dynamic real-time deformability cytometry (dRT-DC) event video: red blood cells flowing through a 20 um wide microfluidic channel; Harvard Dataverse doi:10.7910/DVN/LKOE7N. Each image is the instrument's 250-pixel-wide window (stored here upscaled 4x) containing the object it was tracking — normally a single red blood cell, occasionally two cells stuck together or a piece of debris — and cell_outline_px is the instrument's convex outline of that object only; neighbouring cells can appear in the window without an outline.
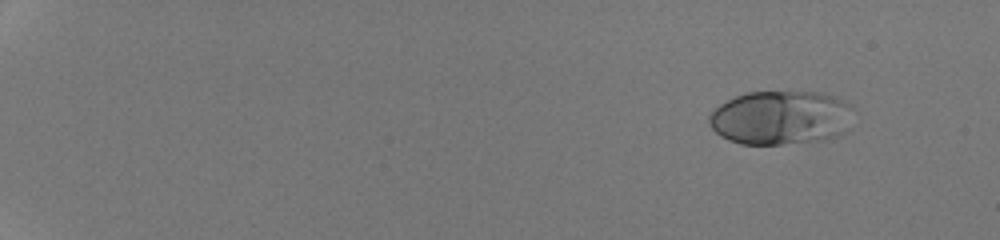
{"species": "human", "species_latin": "Homo sapiens", "temperature_condition": "room temperature", "stored_images_in_passage": 47, "camera_frame_rate_fps": 3000, "um_per_image_px": 0.085, "donor": {"sex": "male"}, "frame": {"image": 1, "passage_image": 1, "time_ms": 0.0, "image_size_px": [1000, 240], "cell_outline_px": [[852, 128], [840, 136], [824, 140], [780, 144], [740, 144], [728, 140], [720, 136], [712, 128], [708, 120], [708, 116], [720, 104], [736, 96], [748, 92], [816, 92], [836, 96], [848, 104], [852, 108]], "centroid_in_image_um": [66.42, 10.02], "position_along_channel_um": 18.6, "area_um2": 45.89}}
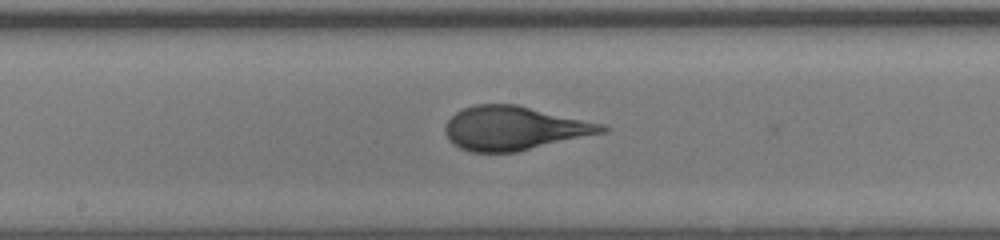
{"frame": {"image": 2, "passage_image": 27, "time_ms": 8.667, "image_size_px": [1000, 240], "cell_outline_px": [[612, 128], [604, 132], [516, 152], [468, 152], [452, 144], [448, 140], [444, 132], [444, 124], [456, 112], [464, 108], [476, 104], [516, 104], [604, 124]], "centroid_in_image_um": [43.66, 10.9], "position_along_channel_um": 204.5, "area_um2": 40.06}}
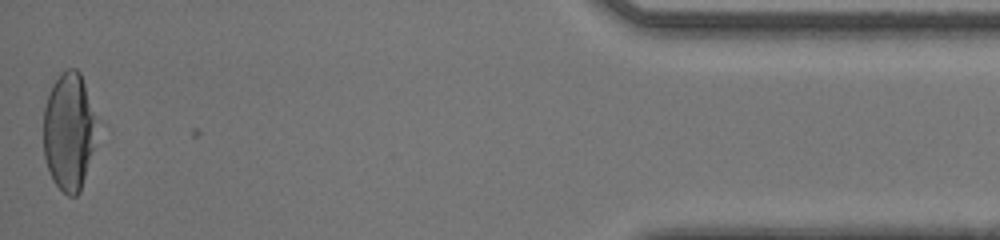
{"frame": {"image": 3, "passage_image": 47, "time_ms": 15.333, "image_size_px": [1000, 240], "cell_outline_px": [[100, 120], [80, 192], [76, 196], [68, 196], [52, 180], [44, 156], [44, 108], [52, 84], [60, 72], [68, 68], [76, 68], [80, 72]], "centroid_in_image_um": [5.88, 11.11], "position_along_channel_um": 429.3, "area_um2": 36.99}, "authors_computed_cell_mechanics": {"area_um2": 40.3444, "velocity_mm_per_s": 4.2847, "shape_relaxation_time_tau1_ms": 4.4634, "shape_relaxation_time_tau2_ms": null, "deformation_change_tau1": 0.2253, "deformation_change_tau2": null}}